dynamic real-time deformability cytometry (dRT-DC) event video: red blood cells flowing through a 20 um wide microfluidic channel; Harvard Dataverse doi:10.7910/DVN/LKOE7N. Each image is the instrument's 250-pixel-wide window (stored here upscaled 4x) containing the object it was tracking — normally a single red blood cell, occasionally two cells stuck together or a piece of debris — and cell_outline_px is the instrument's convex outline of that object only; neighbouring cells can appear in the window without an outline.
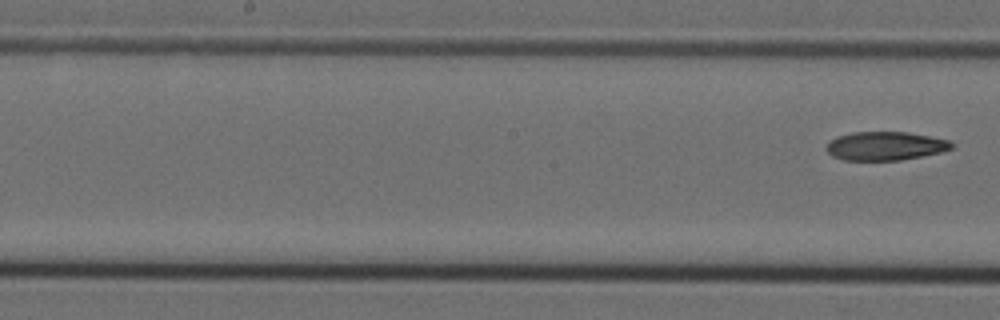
{"species": "Egyptian fruit bat (a non-hibernating species)", "species_latin": "Rousettus aegyptiacus", "temperature_condition": "cold", "stored_images_in_passage": 10, "segment_of_instrument_passage": [2, 2], "camera_frame_rate_fps": 3000, "um_per_image_px": 0.085, "animal": {"sex": "female"}, "frame": {"image": 1, "passage_image": 10, "time_ms": 3.0, "image_size_px": [1000, 320], "cell_outline_px": [[952, 148], [940, 152], [900, 160], [844, 160], [832, 156], [824, 148], [832, 140], [840, 136], [852, 132], [908, 132], [948, 140], [952, 144]], "centroid_in_image_um": [75.22, 12.41], "position_along_channel_um": 173.0, "area_um2": 20.58}}